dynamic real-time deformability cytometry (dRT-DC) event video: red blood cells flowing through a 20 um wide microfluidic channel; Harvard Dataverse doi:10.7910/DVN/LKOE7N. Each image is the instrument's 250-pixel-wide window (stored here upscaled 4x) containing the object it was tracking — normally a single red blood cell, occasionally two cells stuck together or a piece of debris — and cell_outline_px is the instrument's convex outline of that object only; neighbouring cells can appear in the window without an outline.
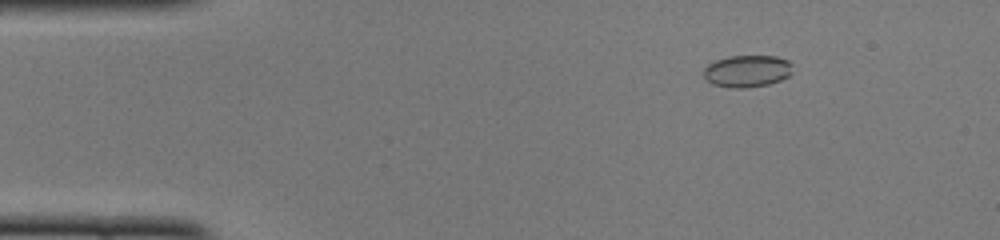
{"species": "common noctule bat (a hibernating species)", "species_latin": "Nyctalus noctula", "temperature_condition": "cold", "stored_images_in_passage": 16, "camera_frame_rate_fps": 3000, "um_per_image_px": 0.085, "animal": {"sex": "female", "body_mass_g": 22.0, "forearm_length_mm": 56.7}, "frame": {"image": 1, "passage_image": 7, "time_ms": 2.0, "image_size_px": [1000, 240], "cell_outline_px": [[792, 72], [788, 76], [780, 80], [768, 84], [744, 88], [732, 88], [712, 84], [704, 76], [704, 68], [708, 64], [716, 60], [732, 56], [776, 56], [788, 60], [792, 64]], "centroid_in_image_um": [63.52, 6.04], "position_along_channel_um": 21.5, "area_um2": 16.53}}